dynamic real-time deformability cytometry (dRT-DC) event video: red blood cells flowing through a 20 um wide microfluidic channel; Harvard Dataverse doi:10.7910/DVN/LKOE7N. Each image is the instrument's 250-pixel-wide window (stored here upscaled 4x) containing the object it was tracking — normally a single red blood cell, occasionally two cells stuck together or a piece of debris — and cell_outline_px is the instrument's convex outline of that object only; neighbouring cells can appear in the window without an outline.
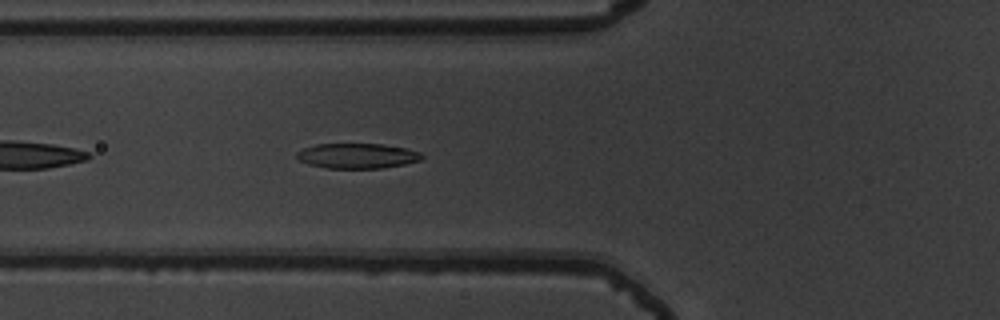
{"species": "common noctule bat (a hibernating species)", "species_latin": "Nyctalus noctula", "temperature_condition": "warm", "stored_images_in_passage": 40, "camera_frame_rate_fps": 3000, "um_per_image_px": 0.085, "animal": {"sex": "male", "body_mass_g": 19.5, "forearm_length_mm": 54.6}, "frame": {"image": 1, "passage_image": 6, "time_ms": 1.667, "image_size_px": [1000, 320], "cell_outline_px": [[424, 156], [420, 160], [404, 164], [380, 168], [328, 168], [308, 164], [300, 160], [296, 156], [296, 152], [304, 148], [316, 144], [380, 144], [404, 148], [420, 152]], "centroid_in_image_um": [30.35, 13.24], "position_along_channel_um": 95.5, "area_um2": 18.09}}
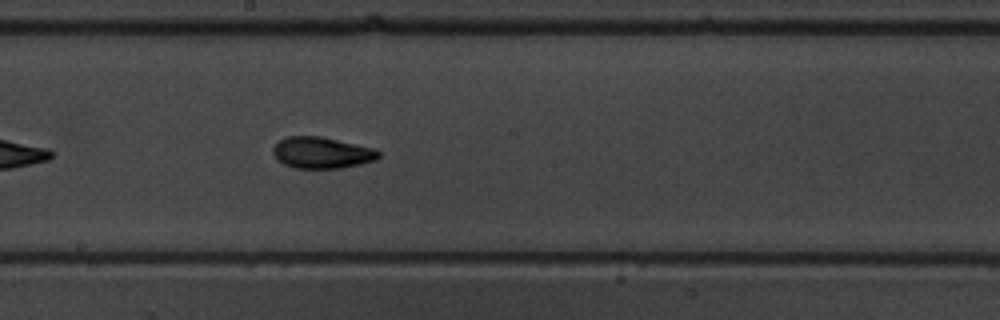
{"frame": {"image": 2, "passage_image": 16, "time_ms": 5.0, "image_size_px": [1000, 320], "cell_outline_px": [[380, 156], [376, 160], [360, 164], [340, 168], [296, 168], [284, 164], [276, 160], [272, 152], [272, 148], [280, 140], [288, 136], [320, 136], [372, 148], [380, 152]], "centroid_in_image_um": [27.32, 12.98], "position_along_channel_um": 220.9, "area_um2": 19.19}}
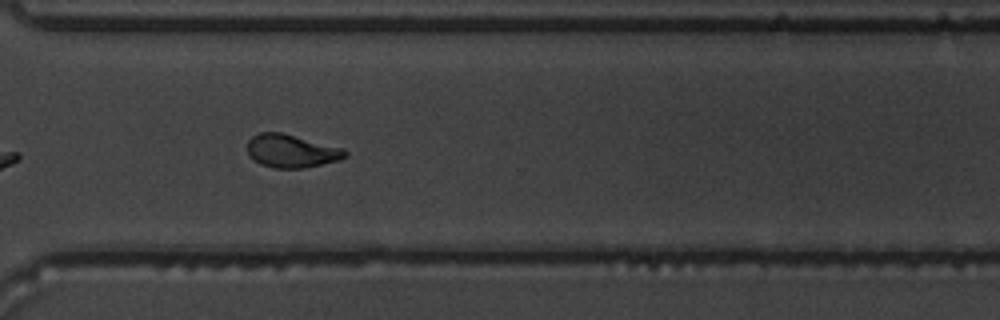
{"frame": {"image": 3, "passage_image": 26, "time_ms": 8.333, "image_size_px": [1000, 320], "cell_outline_px": [[348, 156], [340, 160], [304, 168], [272, 168], [260, 164], [248, 156], [248, 140], [252, 136], [260, 132], [280, 132], [344, 148], [348, 152]], "centroid_in_image_um": [24.78, 12.84], "position_along_channel_um": 345.8, "area_um2": 19.02}, "authors_computed_cell_mechanics": {"area_um2": 18.7272, "velocity_mm_per_s": 3.7534, "shape_relaxation_time_tau1_ms": 4.2228, "shape_relaxation_time_tau2_ms": 1.6319, "deformation_change_tau1": 0.1724, "deformation_change_tau2": 0.0786}}